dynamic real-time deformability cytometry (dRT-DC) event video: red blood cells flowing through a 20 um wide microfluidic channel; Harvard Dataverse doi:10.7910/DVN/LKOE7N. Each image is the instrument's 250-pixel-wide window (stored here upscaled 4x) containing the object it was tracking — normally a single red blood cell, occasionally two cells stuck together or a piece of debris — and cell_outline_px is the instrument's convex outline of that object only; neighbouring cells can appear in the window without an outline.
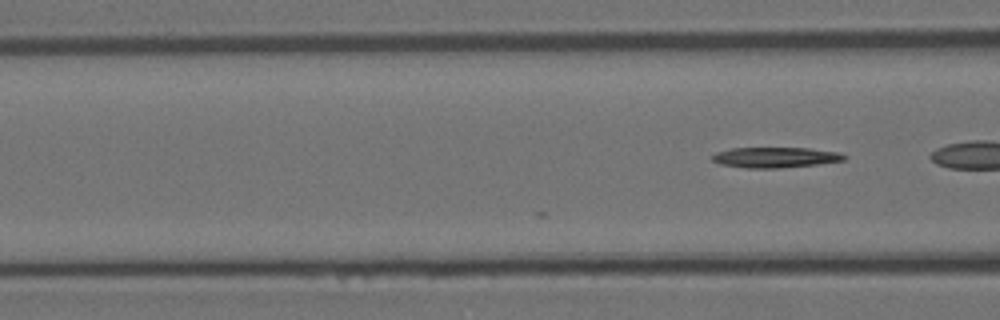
{"species": "Egyptian fruit bat (a non-hibernating species)", "species_latin": "Rousettus aegyptiacus", "temperature_condition": "room temperature", "stored_images_in_passage": 4, "camera_frame_rate_fps": 3000, "um_per_image_px": 0.085, "animal": {"sex": "female"}, "frame": {"image": 1, "passage_image": 4, "time_ms": 1.0, "image_size_px": [1000, 320], "cell_outline_px": [[848, 156], [844, 160], [816, 164], [780, 168], [744, 168], [720, 164], [712, 160], [708, 156], [716, 152], [732, 148], [808, 148], [840, 152]], "centroid_in_image_um": [65.86, 13.37], "position_along_channel_um": 100.7, "area_um2": 15.84}}